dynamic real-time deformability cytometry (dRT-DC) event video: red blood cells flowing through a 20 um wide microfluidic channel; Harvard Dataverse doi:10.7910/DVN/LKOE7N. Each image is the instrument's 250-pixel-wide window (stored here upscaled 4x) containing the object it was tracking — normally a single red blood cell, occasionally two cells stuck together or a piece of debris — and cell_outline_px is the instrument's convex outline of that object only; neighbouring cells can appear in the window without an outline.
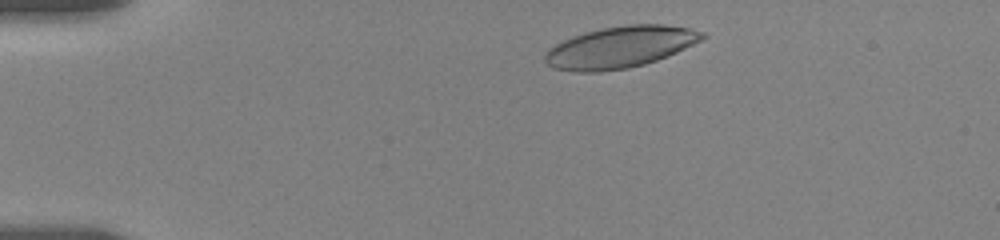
{"species": "human", "species_latin": "Homo sapiens", "temperature_condition": "room temperature", "stored_images_in_passage": 23, "camera_frame_rate_fps": 3000, "um_per_image_px": 0.085, "donor": {"sex": "female"}, "frame": {"image": 1, "passage_image": 3, "time_ms": 1.0, "image_size_px": [1000, 240], "cell_outline_px": [[708, 36], [676, 52], [656, 60], [644, 64], [628, 68], [600, 72], [576, 72], [556, 68], [548, 64], [544, 60], [544, 56], [548, 48], [564, 40], [588, 32], [604, 28], [628, 24], [664, 24], [692, 28], [704, 32]], "centroid_in_image_um": [52.73, 4.01], "position_along_channel_um": 32.3, "area_um2": 37.74}}
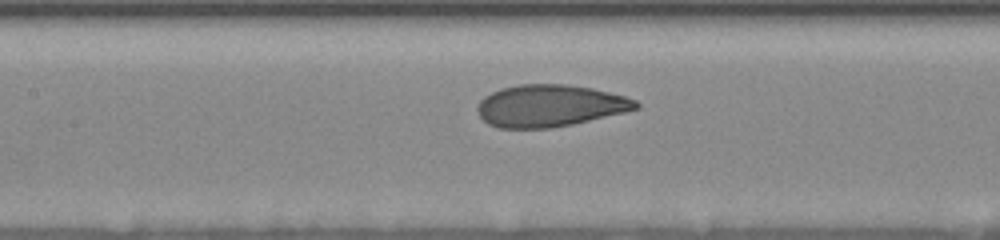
{"frame": {"image": 2, "passage_image": 15, "time_ms": 6.333, "image_size_px": [1000, 240], "cell_outline_px": [[640, 108], [624, 112], [572, 124], [552, 128], [500, 128], [488, 124], [476, 112], [476, 108], [480, 100], [484, 96], [492, 92], [504, 88], [520, 84], [564, 84], [592, 88], [624, 96], [636, 100], [640, 104]], "centroid_in_image_um": [46.72, 8.99], "position_along_channel_um": 160.7, "area_um2": 38.67}}
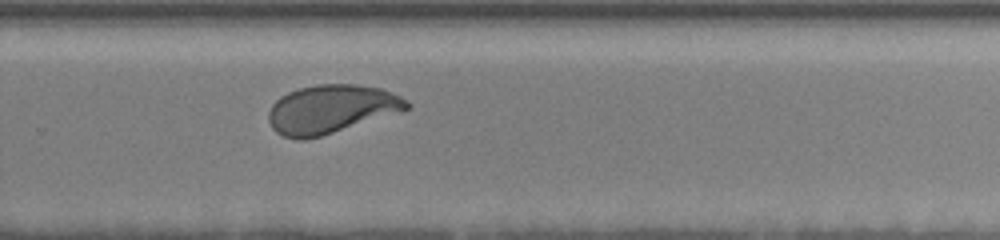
{"frame": {"image": 3, "passage_image": 23, "time_ms": 10.333, "image_size_px": [1000, 240], "cell_outline_px": [[412, 104], [408, 108], [320, 136], [304, 140], [300, 140], [284, 136], [276, 132], [272, 128], [268, 120], [268, 112], [272, 104], [280, 96], [288, 92], [300, 88], [316, 84], [352, 84], [380, 88], [392, 92], [408, 100]], "centroid_in_image_um": [28.09, 9.26], "position_along_channel_um": 301.7, "area_um2": 38.49}}